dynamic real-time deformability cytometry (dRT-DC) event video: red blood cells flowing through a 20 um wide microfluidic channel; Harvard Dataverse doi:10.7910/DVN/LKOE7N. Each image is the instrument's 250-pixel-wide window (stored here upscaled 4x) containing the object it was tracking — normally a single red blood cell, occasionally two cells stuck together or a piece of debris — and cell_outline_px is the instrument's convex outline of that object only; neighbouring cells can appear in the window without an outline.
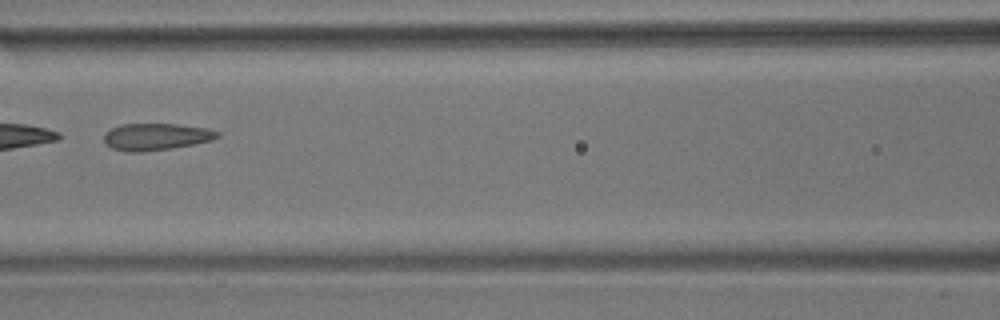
{"species": "common noctule bat (a hibernating species)", "species_latin": "Nyctalus noctula", "temperature_condition": "room temperature", "stored_images_in_passage": 9, "camera_frame_rate_fps": 3000, "um_per_image_px": 0.085, "animal": {"sex": "male", "body_mass_g": 17.9}, "frame": {"image": 1, "passage_image": 7, "time_ms": 7.0, "image_size_px": [1000, 320], "cell_outline_px": [[220, 136], [212, 140], [172, 148], [140, 152], [128, 152], [112, 148], [104, 140], [104, 132], [112, 128], [124, 124], [176, 124], [208, 128], [220, 132]], "centroid_in_image_um": [13.28, 11.62], "position_along_channel_um": 153.3, "area_um2": 17.69}}